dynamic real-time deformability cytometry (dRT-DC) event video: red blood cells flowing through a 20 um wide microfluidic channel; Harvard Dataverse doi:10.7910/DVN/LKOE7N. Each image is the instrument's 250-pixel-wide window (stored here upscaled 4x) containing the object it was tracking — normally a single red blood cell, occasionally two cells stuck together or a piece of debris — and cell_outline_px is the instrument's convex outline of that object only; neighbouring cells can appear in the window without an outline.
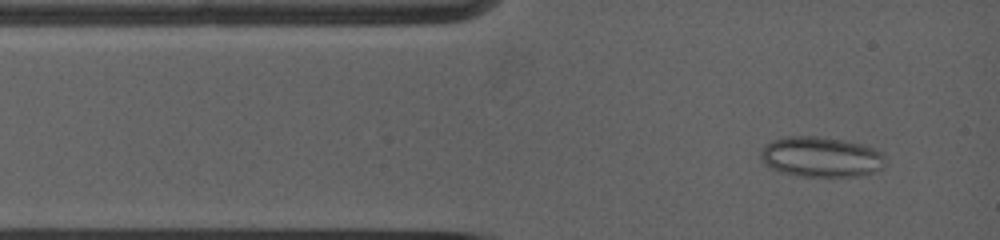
{"species": "common noctule bat (a hibernating species)", "species_latin": "Nyctalus noctula", "temperature_condition": "warm", "stored_images_in_passage": 4, "camera_frame_rate_fps": 5000, "um_per_image_px": 0.085, "animal": {"sex": "female", "body_mass_g": 19.0, "forearm_length_mm": 53.3}, "frame": {"image": 1, "passage_image": 1, "time_ms": 0.0, "image_size_px": [1000, 240], "cell_outline_px": [[884, 156], [880, 168], [872, 172], [860, 176], [800, 176], [780, 172], [772, 168], [760, 156], [760, 152], [764, 144], [772, 140], [788, 136], [816, 136], [844, 140], [864, 144], [880, 152]], "centroid_in_image_um": [69.75, 13.32], "position_along_channel_um": 15.3, "area_um2": 28.96}}
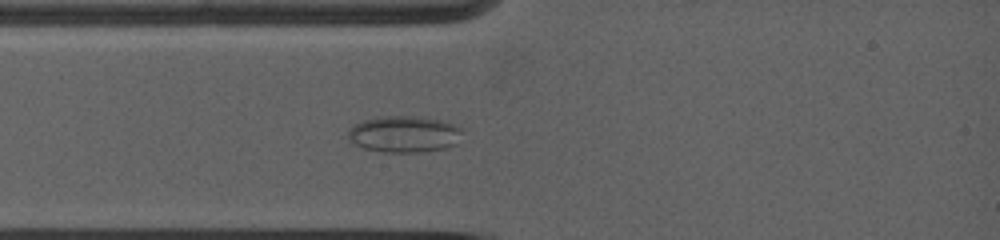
{"frame": {"image": 2, "passage_image": 3, "time_ms": 1.6, "image_size_px": [1000, 240], "cell_outline_px": [[460, 132], [456, 144], [444, 148], [420, 152], [384, 152], [364, 148], [348, 140], [348, 132], [352, 124], [376, 116], [424, 116], [444, 120], [460, 128]], "centroid_in_image_um": [34.31, 11.38], "position_along_channel_um": 50.7, "area_um2": 24.39}}